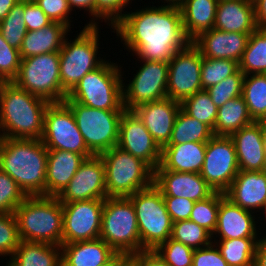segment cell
I'll return each instance as SVG.
<instances>
[{"instance_id": "e575fe53", "label": "cell", "mask_w": 266, "mask_h": 266, "mask_svg": "<svg viewBox=\"0 0 266 266\" xmlns=\"http://www.w3.org/2000/svg\"><path fill=\"white\" fill-rule=\"evenodd\" d=\"M238 64L244 75L266 74V28H258L250 35Z\"/></svg>"}, {"instance_id": "b9f144b4", "label": "cell", "mask_w": 266, "mask_h": 266, "mask_svg": "<svg viewBox=\"0 0 266 266\" xmlns=\"http://www.w3.org/2000/svg\"><path fill=\"white\" fill-rule=\"evenodd\" d=\"M244 76L238 69L233 75L206 89L217 108L223 106L230 99L242 96Z\"/></svg>"}, {"instance_id": "7a4b0ae2", "label": "cell", "mask_w": 266, "mask_h": 266, "mask_svg": "<svg viewBox=\"0 0 266 266\" xmlns=\"http://www.w3.org/2000/svg\"><path fill=\"white\" fill-rule=\"evenodd\" d=\"M47 159L41 139L0 138V169L26 196H46Z\"/></svg>"}, {"instance_id": "6f0895ef", "label": "cell", "mask_w": 266, "mask_h": 266, "mask_svg": "<svg viewBox=\"0 0 266 266\" xmlns=\"http://www.w3.org/2000/svg\"><path fill=\"white\" fill-rule=\"evenodd\" d=\"M20 0H0V21L11 11Z\"/></svg>"}, {"instance_id": "277c9868", "label": "cell", "mask_w": 266, "mask_h": 266, "mask_svg": "<svg viewBox=\"0 0 266 266\" xmlns=\"http://www.w3.org/2000/svg\"><path fill=\"white\" fill-rule=\"evenodd\" d=\"M14 215L20 240L62 245L63 208L56 196H27Z\"/></svg>"}, {"instance_id": "cb8c5ba5", "label": "cell", "mask_w": 266, "mask_h": 266, "mask_svg": "<svg viewBox=\"0 0 266 266\" xmlns=\"http://www.w3.org/2000/svg\"><path fill=\"white\" fill-rule=\"evenodd\" d=\"M230 137L235 145L239 171L266 169V148L258 122L244 126Z\"/></svg>"}, {"instance_id": "f35d334b", "label": "cell", "mask_w": 266, "mask_h": 266, "mask_svg": "<svg viewBox=\"0 0 266 266\" xmlns=\"http://www.w3.org/2000/svg\"><path fill=\"white\" fill-rule=\"evenodd\" d=\"M171 238L193 249L204 248L213 243L212 234L191 220L174 222Z\"/></svg>"}, {"instance_id": "6da1fadb", "label": "cell", "mask_w": 266, "mask_h": 266, "mask_svg": "<svg viewBox=\"0 0 266 266\" xmlns=\"http://www.w3.org/2000/svg\"><path fill=\"white\" fill-rule=\"evenodd\" d=\"M111 28L127 51L134 52L141 60L169 62L176 51L190 42L184 34L178 6H148L136 12H124Z\"/></svg>"}, {"instance_id": "74e56055", "label": "cell", "mask_w": 266, "mask_h": 266, "mask_svg": "<svg viewBox=\"0 0 266 266\" xmlns=\"http://www.w3.org/2000/svg\"><path fill=\"white\" fill-rule=\"evenodd\" d=\"M0 32L4 40L13 48L20 49L27 34L24 18V0H20L6 17L0 21Z\"/></svg>"}, {"instance_id": "be15d7a7", "label": "cell", "mask_w": 266, "mask_h": 266, "mask_svg": "<svg viewBox=\"0 0 266 266\" xmlns=\"http://www.w3.org/2000/svg\"><path fill=\"white\" fill-rule=\"evenodd\" d=\"M2 83H5V81L0 77V85H1Z\"/></svg>"}, {"instance_id": "ffe728a7", "label": "cell", "mask_w": 266, "mask_h": 266, "mask_svg": "<svg viewBox=\"0 0 266 266\" xmlns=\"http://www.w3.org/2000/svg\"><path fill=\"white\" fill-rule=\"evenodd\" d=\"M181 104L171 98L141 104L133 109L154 141L162 149L170 141Z\"/></svg>"}, {"instance_id": "30bf717a", "label": "cell", "mask_w": 266, "mask_h": 266, "mask_svg": "<svg viewBox=\"0 0 266 266\" xmlns=\"http://www.w3.org/2000/svg\"><path fill=\"white\" fill-rule=\"evenodd\" d=\"M12 82L50 103L63 102L68 94L60 81L59 52L21 59L18 74Z\"/></svg>"}, {"instance_id": "bcb514c9", "label": "cell", "mask_w": 266, "mask_h": 266, "mask_svg": "<svg viewBox=\"0 0 266 266\" xmlns=\"http://www.w3.org/2000/svg\"><path fill=\"white\" fill-rule=\"evenodd\" d=\"M21 59L19 50L11 47L0 32V77L5 82H12L16 78Z\"/></svg>"}, {"instance_id": "484cf974", "label": "cell", "mask_w": 266, "mask_h": 266, "mask_svg": "<svg viewBox=\"0 0 266 266\" xmlns=\"http://www.w3.org/2000/svg\"><path fill=\"white\" fill-rule=\"evenodd\" d=\"M116 254L101 238L62 243L61 266H101Z\"/></svg>"}, {"instance_id": "d590c367", "label": "cell", "mask_w": 266, "mask_h": 266, "mask_svg": "<svg viewBox=\"0 0 266 266\" xmlns=\"http://www.w3.org/2000/svg\"><path fill=\"white\" fill-rule=\"evenodd\" d=\"M242 97L253 121L266 118V74L245 75Z\"/></svg>"}, {"instance_id": "f1b7e54d", "label": "cell", "mask_w": 266, "mask_h": 266, "mask_svg": "<svg viewBox=\"0 0 266 266\" xmlns=\"http://www.w3.org/2000/svg\"><path fill=\"white\" fill-rule=\"evenodd\" d=\"M70 28L63 23L52 22L35 31H27L19 53L22 59L51 52H59Z\"/></svg>"}, {"instance_id": "ac0fdd59", "label": "cell", "mask_w": 266, "mask_h": 266, "mask_svg": "<svg viewBox=\"0 0 266 266\" xmlns=\"http://www.w3.org/2000/svg\"><path fill=\"white\" fill-rule=\"evenodd\" d=\"M56 197L60 202L107 198L105 166L100 155L86 158Z\"/></svg>"}, {"instance_id": "4dcf8cb0", "label": "cell", "mask_w": 266, "mask_h": 266, "mask_svg": "<svg viewBox=\"0 0 266 266\" xmlns=\"http://www.w3.org/2000/svg\"><path fill=\"white\" fill-rule=\"evenodd\" d=\"M6 266H61V246L20 240Z\"/></svg>"}, {"instance_id": "4316f807", "label": "cell", "mask_w": 266, "mask_h": 266, "mask_svg": "<svg viewBox=\"0 0 266 266\" xmlns=\"http://www.w3.org/2000/svg\"><path fill=\"white\" fill-rule=\"evenodd\" d=\"M86 158L65 150H48L46 196H57L76 174Z\"/></svg>"}, {"instance_id": "2e32d148", "label": "cell", "mask_w": 266, "mask_h": 266, "mask_svg": "<svg viewBox=\"0 0 266 266\" xmlns=\"http://www.w3.org/2000/svg\"><path fill=\"white\" fill-rule=\"evenodd\" d=\"M62 208V243L99 238L104 199L62 202Z\"/></svg>"}, {"instance_id": "d6986e66", "label": "cell", "mask_w": 266, "mask_h": 266, "mask_svg": "<svg viewBox=\"0 0 266 266\" xmlns=\"http://www.w3.org/2000/svg\"><path fill=\"white\" fill-rule=\"evenodd\" d=\"M153 184L163 196L185 197L194 202L205 200L214 193L200 173L164 170L160 165L154 170Z\"/></svg>"}, {"instance_id": "603a6c76", "label": "cell", "mask_w": 266, "mask_h": 266, "mask_svg": "<svg viewBox=\"0 0 266 266\" xmlns=\"http://www.w3.org/2000/svg\"><path fill=\"white\" fill-rule=\"evenodd\" d=\"M225 196L244 210L253 213L265 210L266 170L239 171Z\"/></svg>"}, {"instance_id": "5bb4252c", "label": "cell", "mask_w": 266, "mask_h": 266, "mask_svg": "<svg viewBox=\"0 0 266 266\" xmlns=\"http://www.w3.org/2000/svg\"><path fill=\"white\" fill-rule=\"evenodd\" d=\"M144 64L136 70L132 81L123 83V106L133 110L141 104L167 97L168 62L141 60ZM125 86V87H124Z\"/></svg>"}, {"instance_id": "44dd1931", "label": "cell", "mask_w": 266, "mask_h": 266, "mask_svg": "<svg viewBox=\"0 0 266 266\" xmlns=\"http://www.w3.org/2000/svg\"><path fill=\"white\" fill-rule=\"evenodd\" d=\"M254 220L253 212L244 210L227 198L225 193L219 192L217 225L212 238L215 239L214 237L218 236L220 239L260 237L257 236V221Z\"/></svg>"}, {"instance_id": "ba28073f", "label": "cell", "mask_w": 266, "mask_h": 266, "mask_svg": "<svg viewBox=\"0 0 266 266\" xmlns=\"http://www.w3.org/2000/svg\"><path fill=\"white\" fill-rule=\"evenodd\" d=\"M116 253L131 256L141 246L135 209L127 197L104 199L100 236Z\"/></svg>"}, {"instance_id": "836d02e7", "label": "cell", "mask_w": 266, "mask_h": 266, "mask_svg": "<svg viewBox=\"0 0 266 266\" xmlns=\"http://www.w3.org/2000/svg\"><path fill=\"white\" fill-rule=\"evenodd\" d=\"M213 135V130L208 125L189 116L180 108L167 145L188 142L207 143Z\"/></svg>"}, {"instance_id": "6125c7cd", "label": "cell", "mask_w": 266, "mask_h": 266, "mask_svg": "<svg viewBox=\"0 0 266 266\" xmlns=\"http://www.w3.org/2000/svg\"><path fill=\"white\" fill-rule=\"evenodd\" d=\"M167 5H170V6H180L183 2V0H164Z\"/></svg>"}, {"instance_id": "83f0119b", "label": "cell", "mask_w": 266, "mask_h": 266, "mask_svg": "<svg viewBox=\"0 0 266 266\" xmlns=\"http://www.w3.org/2000/svg\"><path fill=\"white\" fill-rule=\"evenodd\" d=\"M207 143L188 142L165 145L161 151L160 166L164 170L200 173L205 159Z\"/></svg>"}, {"instance_id": "680465c9", "label": "cell", "mask_w": 266, "mask_h": 266, "mask_svg": "<svg viewBox=\"0 0 266 266\" xmlns=\"http://www.w3.org/2000/svg\"><path fill=\"white\" fill-rule=\"evenodd\" d=\"M128 256L117 253L109 262L101 266H119Z\"/></svg>"}, {"instance_id": "9a60e30c", "label": "cell", "mask_w": 266, "mask_h": 266, "mask_svg": "<svg viewBox=\"0 0 266 266\" xmlns=\"http://www.w3.org/2000/svg\"><path fill=\"white\" fill-rule=\"evenodd\" d=\"M201 64L200 50L192 42L176 51L168 62L167 97L181 103L202 90Z\"/></svg>"}, {"instance_id": "9c48e42d", "label": "cell", "mask_w": 266, "mask_h": 266, "mask_svg": "<svg viewBox=\"0 0 266 266\" xmlns=\"http://www.w3.org/2000/svg\"><path fill=\"white\" fill-rule=\"evenodd\" d=\"M127 198L135 209L142 248L155 250L171 237L173 227L161 191L152 184Z\"/></svg>"}, {"instance_id": "1f68e13d", "label": "cell", "mask_w": 266, "mask_h": 266, "mask_svg": "<svg viewBox=\"0 0 266 266\" xmlns=\"http://www.w3.org/2000/svg\"><path fill=\"white\" fill-rule=\"evenodd\" d=\"M253 121L242 96L230 99L218 108L213 134L231 136Z\"/></svg>"}, {"instance_id": "8fae6325", "label": "cell", "mask_w": 266, "mask_h": 266, "mask_svg": "<svg viewBox=\"0 0 266 266\" xmlns=\"http://www.w3.org/2000/svg\"><path fill=\"white\" fill-rule=\"evenodd\" d=\"M74 115L88 150L100 155L117 146L124 110H99L75 101H63Z\"/></svg>"}, {"instance_id": "7402d4cb", "label": "cell", "mask_w": 266, "mask_h": 266, "mask_svg": "<svg viewBox=\"0 0 266 266\" xmlns=\"http://www.w3.org/2000/svg\"><path fill=\"white\" fill-rule=\"evenodd\" d=\"M250 35L213 28L201 33L192 43L200 50L202 57L231 59L239 63Z\"/></svg>"}, {"instance_id": "7c38bea8", "label": "cell", "mask_w": 266, "mask_h": 266, "mask_svg": "<svg viewBox=\"0 0 266 266\" xmlns=\"http://www.w3.org/2000/svg\"><path fill=\"white\" fill-rule=\"evenodd\" d=\"M41 141L48 150H65L93 156L79 131L72 110L64 103H50L44 115Z\"/></svg>"}, {"instance_id": "ee69618b", "label": "cell", "mask_w": 266, "mask_h": 266, "mask_svg": "<svg viewBox=\"0 0 266 266\" xmlns=\"http://www.w3.org/2000/svg\"><path fill=\"white\" fill-rule=\"evenodd\" d=\"M26 197L15 180L0 169V213H14Z\"/></svg>"}, {"instance_id": "8d00e7d4", "label": "cell", "mask_w": 266, "mask_h": 266, "mask_svg": "<svg viewBox=\"0 0 266 266\" xmlns=\"http://www.w3.org/2000/svg\"><path fill=\"white\" fill-rule=\"evenodd\" d=\"M180 104L181 109L186 114L205 123L214 130L218 108L206 90L198 91L193 96L183 100Z\"/></svg>"}, {"instance_id": "f6af8a7d", "label": "cell", "mask_w": 266, "mask_h": 266, "mask_svg": "<svg viewBox=\"0 0 266 266\" xmlns=\"http://www.w3.org/2000/svg\"><path fill=\"white\" fill-rule=\"evenodd\" d=\"M17 220L14 213H0V256H13L18 248Z\"/></svg>"}, {"instance_id": "5b68a950", "label": "cell", "mask_w": 266, "mask_h": 266, "mask_svg": "<svg viewBox=\"0 0 266 266\" xmlns=\"http://www.w3.org/2000/svg\"><path fill=\"white\" fill-rule=\"evenodd\" d=\"M121 68L117 63L106 60L100 67L87 73L64 101H75L99 110H125Z\"/></svg>"}, {"instance_id": "94428289", "label": "cell", "mask_w": 266, "mask_h": 266, "mask_svg": "<svg viewBox=\"0 0 266 266\" xmlns=\"http://www.w3.org/2000/svg\"><path fill=\"white\" fill-rule=\"evenodd\" d=\"M119 266H137V263L128 256Z\"/></svg>"}, {"instance_id": "60d3db41", "label": "cell", "mask_w": 266, "mask_h": 266, "mask_svg": "<svg viewBox=\"0 0 266 266\" xmlns=\"http://www.w3.org/2000/svg\"><path fill=\"white\" fill-rule=\"evenodd\" d=\"M219 209V192H214L207 199L196 201L189 220L197 223L212 235L216 230Z\"/></svg>"}, {"instance_id": "9f6ffc18", "label": "cell", "mask_w": 266, "mask_h": 266, "mask_svg": "<svg viewBox=\"0 0 266 266\" xmlns=\"http://www.w3.org/2000/svg\"><path fill=\"white\" fill-rule=\"evenodd\" d=\"M254 266H266V236L257 242Z\"/></svg>"}, {"instance_id": "f5cc1de1", "label": "cell", "mask_w": 266, "mask_h": 266, "mask_svg": "<svg viewBox=\"0 0 266 266\" xmlns=\"http://www.w3.org/2000/svg\"><path fill=\"white\" fill-rule=\"evenodd\" d=\"M137 266H169L155 250H143L130 256Z\"/></svg>"}, {"instance_id": "db71d44e", "label": "cell", "mask_w": 266, "mask_h": 266, "mask_svg": "<svg viewBox=\"0 0 266 266\" xmlns=\"http://www.w3.org/2000/svg\"><path fill=\"white\" fill-rule=\"evenodd\" d=\"M68 3L72 11L73 8H79L80 10H87L91 14H89V16H92V18L87 25H98L99 22L95 21V0H68Z\"/></svg>"}, {"instance_id": "e0dca14e", "label": "cell", "mask_w": 266, "mask_h": 266, "mask_svg": "<svg viewBox=\"0 0 266 266\" xmlns=\"http://www.w3.org/2000/svg\"><path fill=\"white\" fill-rule=\"evenodd\" d=\"M117 147L146 162L153 170L161 163L162 149L133 110H124Z\"/></svg>"}, {"instance_id": "3957f363", "label": "cell", "mask_w": 266, "mask_h": 266, "mask_svg": "<svg viewBox=\"0 0 266 266\" xmlns=\"http://www.w3.org/2000/svg\"><path fill=\"white\" fill-rule=\"evenodd\" d=\"M50 102L17 87L0 85V138L41 139Z\"/></svg>"}, {"instance_id": "ab89813d", "label": "cell", "mask_w": 266, "mask_h": 266, "mask_svg": "<svg viewBox=\"0 0 266 266\" xmlns=\"http://www.w3.org/2000/svg\"><path fill=\"white\" fill-rule=\"evenodd\" d=\"M239 69L238 62L231 59H213L202 57L201 85L202 90L220 83Z\"/></svg>"}, {"instance_id": "816d5d0a", "label": "cell", "mask_w": 266, "mask_h": 266, "mask_svg": "<svg viewBox=\"0 0 266 266\" xmlns=\"http://www.w3.org/2000/svg\"><path fill=\"white\" fill-rule=\"evenodd\" d=\"M192 266H229L223 259L217 246L212 243L207 247L194 249Z\"/></svg>"}, {"instance_id": "4fadbf2b", "label": "cell", "mask_w": 266, "mask_h": 266, "mask_svg": "<svg viewBox=\"0 0 266 266\" xmlns=\"http://www.w3.org/2000/svg\"><path fill=\"white\" fill-rule=\"evenodd\" d=\"M239 172L236 149L230 136L213 135L207 142L201 176L214 192L225 193Z\"/></svg>"}, {"instance_id": "d6a6232c", "label": "cell", "mask_w": 266, "mask_h": 266, "mask_svg": "<svg viewBox=\"0 0 266 266\" xmlns=\"http://www.w3.org/2000/svg\"><path fill=\"white\" fill-rule=\"evenodd\" d=\"M229 266H253L258 237L213 240Z\"/></svg>"}, {"instance_id": "91938a15", "label": "cell", "mask_w": 266, "mask_h": 266, "mask_svg": "<svg viewBox=\"0 0 266 266\" xmlns=\"http://www.w3.org/2000/svg\"><path fill=\"white\" fill-rule=\"evenodd\" d=\"M259 126H260V130H261V133H262V139H263V142H264V146L266 148V118L264 119H261L259 121H257Z\"/></svg>"}, {"instance_id": "681fc988", "label": "cell", "mask_w": 266, "mask_h": 266, "mask_svg": "<svg viewBox=\"0 0 266 266\" xmlns=\"http://www.w3.org/2000/svg\"><path fill=\"white\" fill-rule=\"evenodd\" d=\"M163 198L173 223L180 220H189L195 204L194 201L185 197L163 196Z\"/></svg>"}, {"instance_id": "52a82bcc", "label": "cell", "mask_w": 266, "mask_h": 266, "mask_svg": "<svg viewBox=\"0 0 266 266\" xmlns=\"http://www.w3.org/2000/svg\"><path fill=\"white\" fill-rule=\"evenodd\" d=\"M99 25H87L71 41L67 36L59 51L60 81L69 93L89 72L100 67L105 58H97L99 48Z\"/></svg>"}, {"instance_id": "f907efd6", "label": "cell", "mask_w": 266, "mask_h": 266, "mask_svg": "<svg viewBox=\"0 0 266 266\" xmlns=\"http://www.w3.org/2000/svg\"><path fill=\"white\" fill-rule=\"evenodd\" d=\"M24 18L27 31L39 30L52 23L35 1L24 0Z\"/></svg>"}, {"instance_id": "7bdbcfd3", "label": "cell", "mask_w": 266, "mask_h": 266, "mask_svg": "<svg viewBox=\"0 0 266 266\" xmlns=\"http://www.w3.org/2000/svg\"><path fill=\"white\" fill-rule=\"evenodd\" d=\"M155 251L169 266H192L194 249L171 237Z\"/></svg>"}, {"instance_id": "f546056e", "label": "cell", "mask_w": 266, "mask_h": 266, "mask_svg": "<svg viewBox=\"0 0 266 266\" xmlns=\"http://www.w3.org/2000/svg\"><path fill=\"white\" fill-rule=\"evenodd\" d=\"M217 4L218 0H183L179 6L182 27L190 42L201 33L214 28Z\"/></svg>"}, {"instance_id": "d4e9b609", "label": "cell", "mask_w": 266, "mask_h": 266, "mask_svg": "<svg viewBox=\"0 0 266 266\" xmlns=\"http://www.w3.org/2000/svg\"><path fill=\"white\" fill-rule=\"evenodd\" d=\"M214 28L225 32L252 34L258 29L254 2L248 0L218 1Z\"/></svg>"}, {"instance_id": "8992f818", "label": "cell", "mask_w": 266, "mask_h": 266, "mask_svg": "<svg viewBox=\"0 0 266 266\" xmlns=\"http://www.w3.org/2000/svg\"><path fill=\"white\" fill-rule=\"evenodd\" d=\"M100 157L105 166L107 197H129L153 184L154 170L129 152L115 146Z\"/></svg>"}, {"instance_id": "7dc6e473", "label": "cell", "mask_w": 266, "mask_h": 266, "mask_svg": "<svg viewBox=\"0 0 266 266\" xmlns=\"http://www.w3.org/2000/svg\"><path fill=\"white\" fill-rule=\"evenodd\" d=\"M131 0H95V20L104 21L113 27L123 16L124 8Z\"/></svg>"}, {"instance_id": "c3c4849f", "label": "cell", "mask_w": 266, "mask_h": 266, "mask_svg": "<svg viewBox=\"0 0 266 266\" xmlns=\"http://www.w3.org/2000/svg\"><path fill=\"white\" fill-rule=\"evenodd\" d=\"M38 6L46 14L52 22L63 23L71 28L69 14L72 9L69 6L68 0H35Z\"/></svg>"}, {"instance_id": "11a10c76", "label": "cell", "mask_w": 266, "mask_h": 266, "mask_svg": "<svg viewBox=\"0 0 266 266\" xmlns=\"http://www.w3.org/2000/svg\"><path fill=\"white\" fill-rule=\"evenodd\" d=\"M254 8L258 28H266V0H256Z\"/></svg>"}]
</instances>
